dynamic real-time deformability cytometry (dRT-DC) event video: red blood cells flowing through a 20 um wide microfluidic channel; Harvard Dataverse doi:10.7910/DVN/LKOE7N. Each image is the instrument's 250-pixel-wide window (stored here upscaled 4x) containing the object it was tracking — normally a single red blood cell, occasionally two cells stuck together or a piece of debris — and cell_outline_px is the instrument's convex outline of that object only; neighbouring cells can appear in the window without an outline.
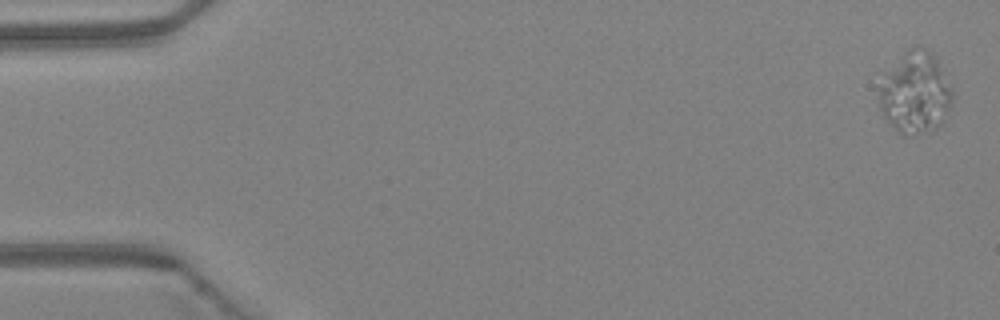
{"species": "Egyptian fruit bat (a non-hibernating species)", "species_latin": "Rousettus aegyptiacus", "temperature_condition": "warm", "stored_images_in_passage": 4, "camera_frame_rate_fps": 3000, "um_per_image_px": 0.085, "animal": {"sex": "female"}, "frame": {"image": 1, "passage_image": 1, "time_ms": 0.0, "image_size_px": [1000, 320], "cell_outline_px": [[952, 100], [944, 120], [936, 128], [908, 136], [900, 136], [884, 116], [880, 108], [880, 88], [884, 72], [908, 48], [920, 44], [936, 56], [952, 88]], "centroid_in_image_um": [77.8, 7.86], "position_along_channel_um": 7.2, "area_um2": 35.08}}